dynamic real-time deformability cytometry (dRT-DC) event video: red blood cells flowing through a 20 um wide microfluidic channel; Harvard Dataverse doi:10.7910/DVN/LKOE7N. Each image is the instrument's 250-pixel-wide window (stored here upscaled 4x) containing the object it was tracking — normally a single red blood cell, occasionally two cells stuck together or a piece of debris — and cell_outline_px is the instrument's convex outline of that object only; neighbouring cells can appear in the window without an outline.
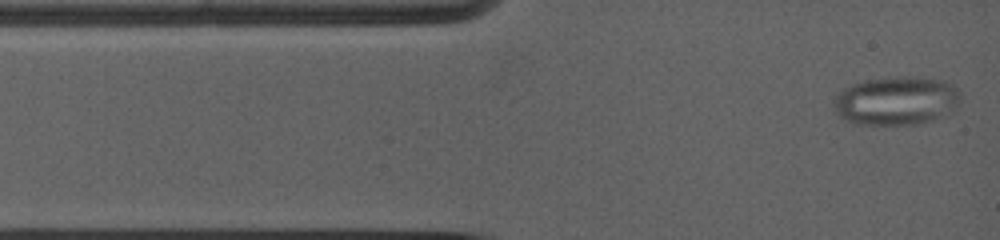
{"species": "common noctule bat (a hibernating species)", "species_latin": "Nyctalus noctula", "temperature_condition": "warm", "stored_images_in_passage": 73, "camera_frame_rate_fps": 5000, "um_per_image_px": 0.085, "animal": {"sex": "female", "body_mass_g": 19.0, "forearm_length_mm": 53.3}, "frame": {"image": 1, "passage_image": 2, "time_ms": 0.2, "image_size_px": [1000, 240], "cell_outline_px": [[960, 100], [944, 116], [920, 124], [852, 124], [840, 116], [832, 108], [832, 100], [844, 88], [852, 84], [864, 80], [888, 76], [908, 76], [944, 80], [952, 84], [960, 92]], "centroid_in_image_um": [76.15, 8.55], "position_along_channel_um": 8.9, "area_um2": 36.24}}
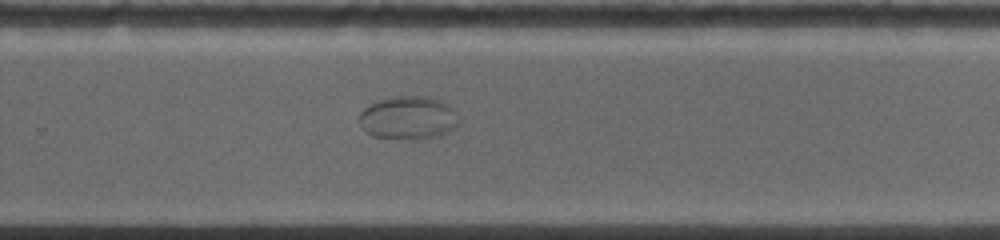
{"frame": {"image": 2, "passage_image": 39, "time_ms": 8.6, "image_size_px": [1000, 240], "cell_outline_px": [[456, 128], [448, 132], [436, 136], [420, 140], [408, 140], [372, 136], [364, 132], [360, 128], [360, 112], [364, 108], [388, 96], [424, 96], [440, 100], [448, 104], [456, 112]], "centroid_in_image_um": [34.67, 10.03], "position_along_channel_um": 295.1, "area_um2": 25.32}}
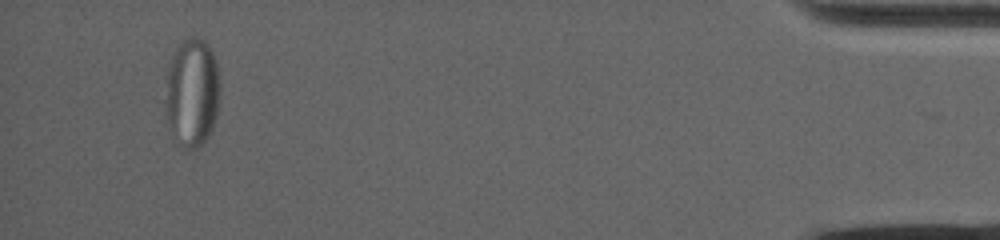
{"frame": {"image": 3, "passage_image": 65, "time_ms": 14.4, "image_size_px": [1000, 240], "cell_outline_px": [[220, 92], [216, 116], [212, 128], [208, 136], [196, 148], [188, 148], [184, 144], [168, 120], [168, 68], [172, 56], [176, 48], [184, 40], [196, 36], [204, 40], [208, 44], [216, 60], [220, 88]], "centroid_in_image_um": [16.41, 7.75], "position_along_channel_um": 418.8, "area_um2": 33.0}}